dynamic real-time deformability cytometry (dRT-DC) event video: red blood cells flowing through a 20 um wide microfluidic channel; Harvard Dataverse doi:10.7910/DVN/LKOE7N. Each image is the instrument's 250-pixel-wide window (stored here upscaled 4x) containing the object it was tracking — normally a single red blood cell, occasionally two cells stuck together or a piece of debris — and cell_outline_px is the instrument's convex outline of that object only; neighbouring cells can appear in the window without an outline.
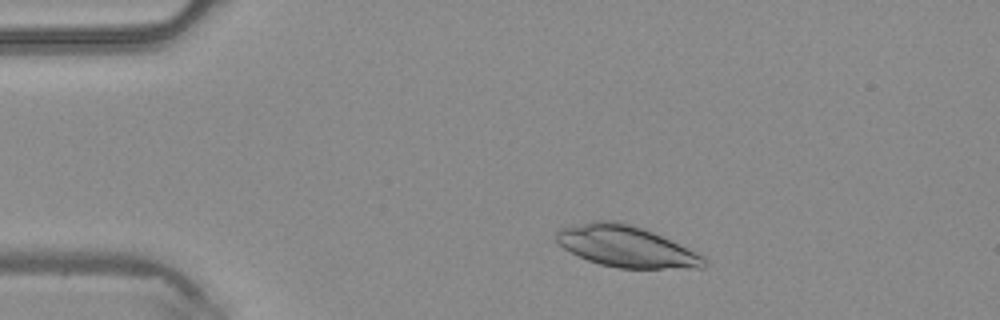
{"species": "common noctule bat (a hibernating species)", "species_latin": "Nyctalus noctula", "temperature_condition": "warm", "stored_images_in_passage": 43, "camera_frame_rate_fps": 3000, "um_per_image_px": 0.085, "animal": {"sex": "male", "body_mass_g": 20.4}, "frame": {"image": 1, "passage_image": 6, "time_ms": 1.667, "image_size_px": [1000, 320], "cell_outline_px": [[708, 264], [704, 268], [620, 268], [600, 264], [588, 260], [564, 248], [556, 240], [556, 232], [560, 228], [596, 220], [608, 220], [632, 224], [652, 232], [704, 256], [708, 260]], "centroid_in_image_um": [53.24, 20.95], "position_along_channel_um": 31.8, "area_um2": 35.08}}
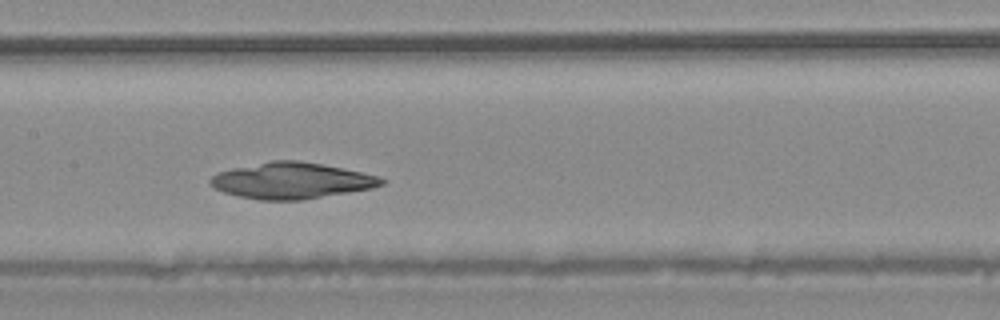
{"frame": {"image": 2, "passage_image": 20, "time_ms": 6.333, "image_size_px": [1000, 320], "cell_outline_px": [[384, 184], [372, 188], [304, 200], [260, 200], [240, 196], [224, 192], [208, 184], [208, 180], [216, 172], [232, 168], [272, 160], [300, 160], [324, 164], [380, 176], [384, 180]], "centroid_in_image_um": [24.77, 15.35], "position_along_channel_um": 182.6, "area_um2": 36.18}}
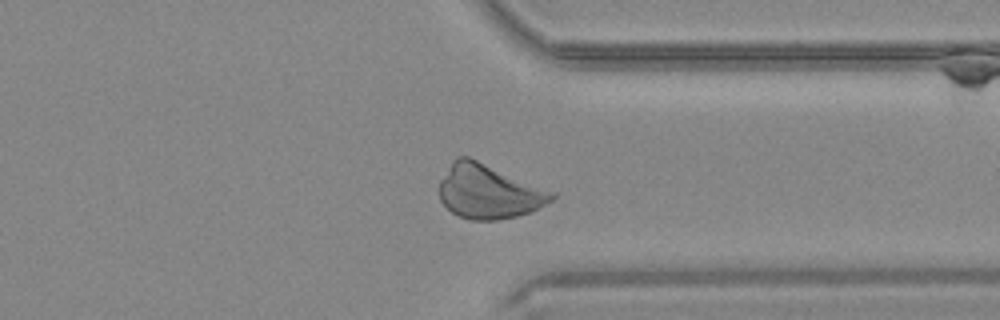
{"frame": {"image": 3, "passage_image": 33, "time_ms": 10.667, "image_size_px": [1000, 320], "cell_outline_px": [[556, 196], [552, 200], [528, 212], [516, 216], [496, 220], [468, 220], [452, 212], [440, 200], [440, 180], [452, 160], [456, 156], [468, 156], [556, 192]], "centroid_in_image_um": [41.52, 16.27], "position_along_channel_um": 369.9, "area_um2": 35.37}}